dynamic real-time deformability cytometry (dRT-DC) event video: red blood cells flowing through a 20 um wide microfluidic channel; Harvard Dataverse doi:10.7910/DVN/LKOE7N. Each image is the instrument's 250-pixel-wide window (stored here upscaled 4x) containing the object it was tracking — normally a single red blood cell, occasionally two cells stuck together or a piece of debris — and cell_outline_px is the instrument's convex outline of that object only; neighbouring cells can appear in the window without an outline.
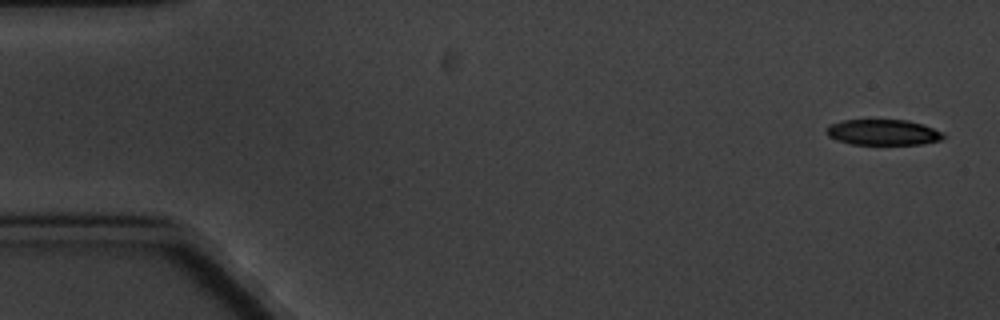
{"species": "common noctule bat (a hibernating species)", "species_latin": "Nyctalus noctula", "temperature_condition": "cold", "stored_images_in_passage": 6, "camera_frame_rate_fps": 3000, "um_per_image_px": 0.085, "animal": {"sex": "male", "body_mass_g": 20.1, "forearm_length_mm": 53.5}, "frame": {"image": 1, "passage_image": 1, "time_ms": 0.0, "image_size_px": [1000, 320], "cell_outline_px": [[944, 136], [940, 140], [920, 144], [852, 144], [836, 140], [828, 136], [824, 132], [828, 124], [844, 120], [908, 120], [924, 124], [944, 132]], "centroid_in_image_um": [75.03, 11.24], "position_along_channel_um": 10.0, "area_um2": 17.63}}
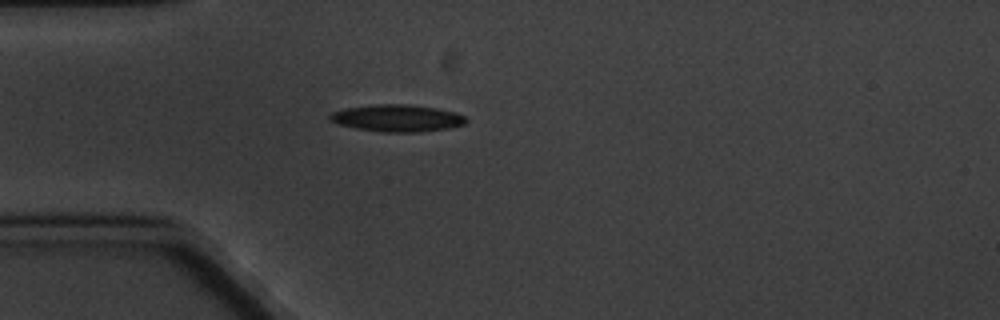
{"frame": {"image": 2, "passage_image": 5, "time_ms": 4.667, "image_size_px": [1000, 320], "cell_outline_px": [[468, 120], [464, 124], [448, 128], [420, 132], [380, 132], [356, 128], [340, 124], [328, 120], [328, 116], [332, 112], [344, 108], [376, 104], [408, 104], [436, 108], [456, 112], [464, 116]], "centroid_in_image_um": [33.75, 10.04], "position_along_channel_um": 51.3, "area_um2": 21.5}}